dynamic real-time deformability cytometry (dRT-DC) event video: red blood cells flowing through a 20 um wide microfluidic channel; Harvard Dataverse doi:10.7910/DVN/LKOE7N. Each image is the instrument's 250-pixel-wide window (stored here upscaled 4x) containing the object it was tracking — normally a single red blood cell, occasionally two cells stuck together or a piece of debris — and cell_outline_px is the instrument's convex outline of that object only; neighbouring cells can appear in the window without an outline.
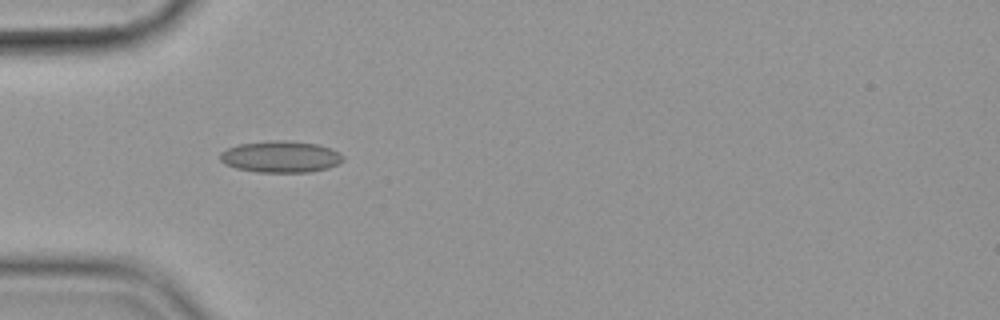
{"species": "common noctule bat (a hibernating species)", "species_latin": "Nyctalus noctula", "temperature_condition": "cold", "stored_images_in_passage": 35, "camera_frame_rate_fps": 3000, "um_per_image_px": 0.085, "animal": {"sex": "female", "body_mass_g": 19.9}, "frame": {"image": 1, "passage_image": 1, "time_ms": 0.0, "image_size_px": [1000, 320], "cell_outline_px": [[344, 160], [328, 168], [308, 172], [256, 172], [236, 168], [224, 164], [220, 160], [220, 152], [228, 148], [240, 144], [272, 140], [288, 140], [316, 144], [340, 152], [344, 156]], "centroid_in_image_um": [23.84, 13.32], "position_along_channel_um": 61.2, "area_um2": 22.6}}
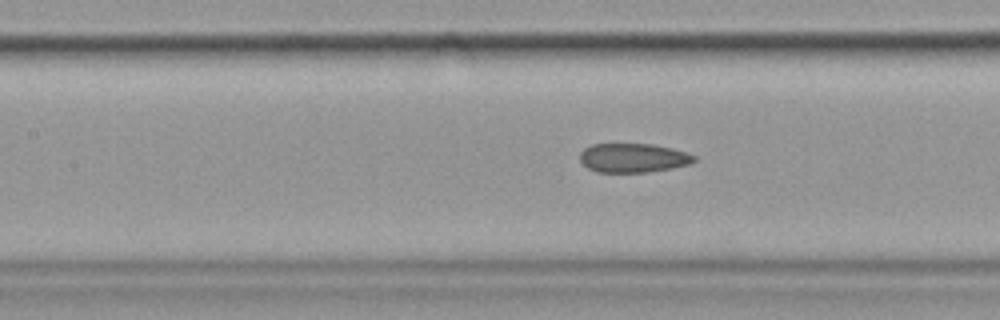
{"frame": {"image": 2, "passage_image": 9, "time_ms": 2.667, "image_size_px": [1000, 320], "cell_outline_px": [[696, 160], [692, 164], [672, 168], [648, 172], [596, 172], [588, 168], [580, 160], [580, 152], [584, 148], [592, 144], [652, 144], [672, 148], [696, 156]], "centroid_in_image_um": [53.83, 13.42], "position_along_channel_um": 153.6, "area_um2": 19.42}}
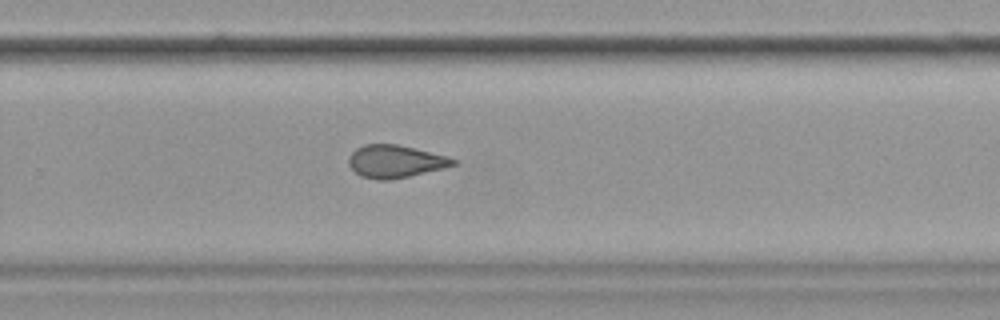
{"frame": {"image": 3, "passage_image": 21, "time_ms": 6.667, "image_size_px": [1000, 320], "cell_outline_px": [[456, 164], [444, 168], [392, 180], [376, 180], [360, 176], [348, 164], [348, 156], [356, 148], [364, 144], [396, 144], [448, 156], [456, 160]], "centroid_in_image_um": [33.57, 13.72], "position_along_channel_um": 296.2, "area_um2": 19.88}, "authors_computed_cell_mechanics": {"area_um2": 19.5942, "velocity_mm_per_s": 3.5828, "shape_relaxation_time_tau1_ms": null, "shape_relaxation_time_tau2_ms": 2.3331, "deformation_change_tau1": null, "deformation_change_tau2": 0.0843}}